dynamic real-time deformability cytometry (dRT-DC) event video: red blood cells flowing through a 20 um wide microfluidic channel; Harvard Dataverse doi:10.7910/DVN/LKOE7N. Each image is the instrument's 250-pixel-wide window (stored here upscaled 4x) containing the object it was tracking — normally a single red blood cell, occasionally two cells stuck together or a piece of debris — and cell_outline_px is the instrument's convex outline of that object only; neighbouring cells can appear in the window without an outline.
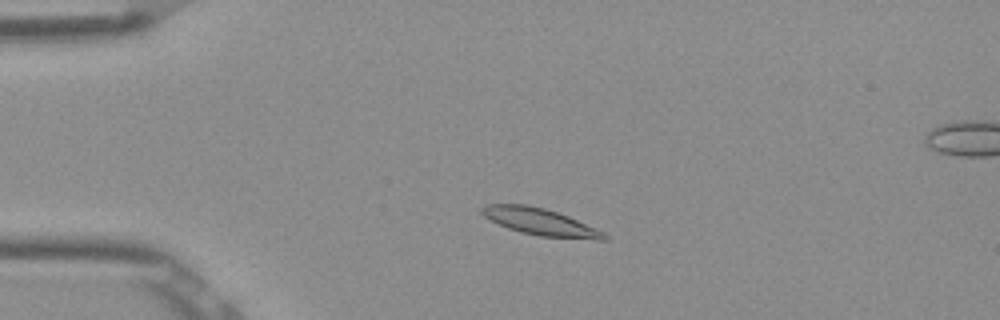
{"species": "Egyptian fruit bat (a non-hibernating species)", "species_latin": "Rousettus aegyptiacus", "temperature_condition": "room temperature", "stored_images_in_passage": 43, "segment_of_instrument_passage": [1, 2], "camera_frame_rate_fps": 3000, "um_per_image_px": 0.085, "frame": {"image": 1, "passage_image": 1, "time_ms": 0.0, "image_size_px": [1000, 320], "cell_outline_px": [[608, 240], [596, 240], [540, 236], [520, 232], [508, 228], [484, 216], [480, 212], [488, 204], [528, 204], [544, 208], [568, 216], [596, 228], [604, 232], [608, 236]], "centroid_in_image_um": [45.98, 18.87], "position_along_channel_um": 39.0, "area_um2": 19.02}}
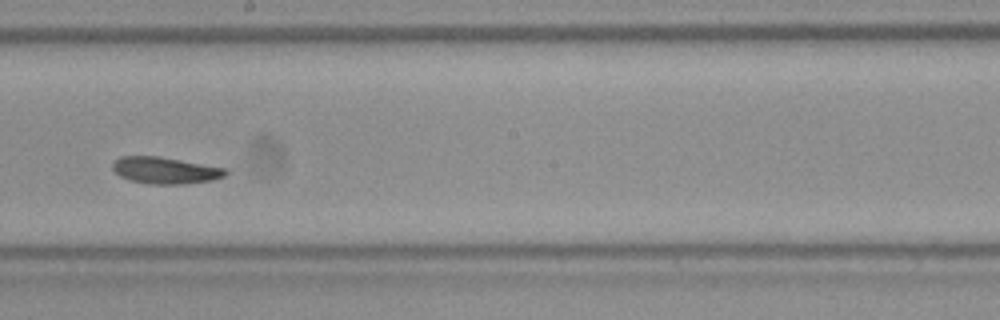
{"frame": {"image": 2, "passage_image": 19, "time_ms": 6.0, "image_size_px": [1000, 320], "cell_outline_px": [[228, 172], [224, 176], [212, 180], [184, 184], [148, 184], [128, 180], [120, 176], [112, 168], [112, 164], [120, 156], [156, 156], [228, 168]], "centroid_in_image_um": [14.04, 14.49], "position_along_channel_um": 234.2, "area_um2": 17.57}}
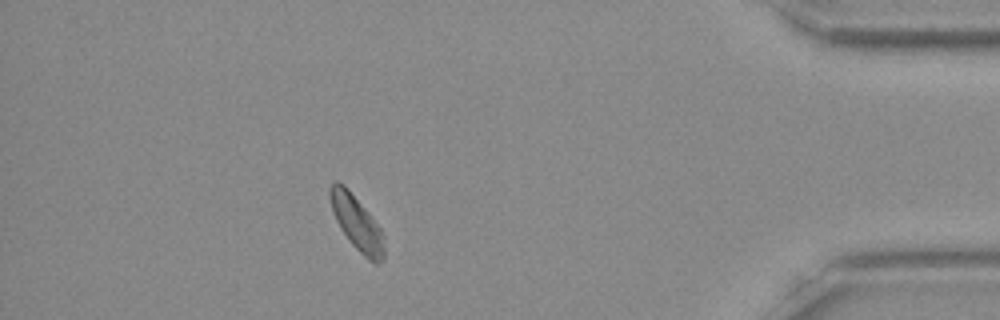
{"frame": {"image": 3, "passage_image": 36, "time_ms": 11.667, "image_size_px": [1000, 320], "cell_outline_px": [[384, 260], [376, 264], [372, 264], [348, 240], [340, 228], [332, 212], [328, 196], [328, 188], [336, 180], [344, 184], [348, 188], [368, 212], [380, 228], [384, 236]], "centroid_in_image_um": [30.31, 18.95], "position_along_channel_um": 404.9, "area_um2": 17.4}}